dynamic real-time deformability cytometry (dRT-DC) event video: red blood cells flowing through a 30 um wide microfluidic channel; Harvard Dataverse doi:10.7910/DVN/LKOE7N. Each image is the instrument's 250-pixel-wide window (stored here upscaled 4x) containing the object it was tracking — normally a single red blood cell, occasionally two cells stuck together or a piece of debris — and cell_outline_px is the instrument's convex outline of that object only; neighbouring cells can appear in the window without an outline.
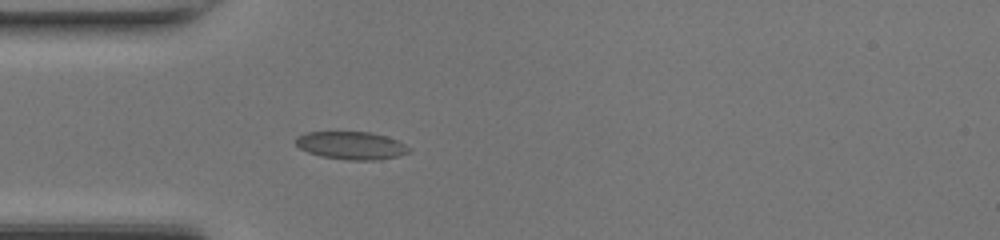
{"species": "common noctule bat (a hibernating species)", "species_latin": "Nyctalus noctula", "temperature_condition": "room temperature", "stored_images_in_passage": 47, "camera_frame_rate_fps": 3000, "um_per_image_px": 0.085, "animal": {"sex": "female", "body_mass_g": 17.0, "forearm_length_mm": 48.0}, "frame": {"image": 1, "passage_image": 13, "time_ms": 4.0, "image_size_px": [1000, 240], "cell_outline_px": [[412, 152], [380, 160], [348, 160], [320, 156], [308, 152], [300, 148], [296, 144], [296, 136], [304, 132], [372, 132], [388, 136], [412, 148]], "centroid_in_image_um": [29.88, 12.36], "position_along_channel_um": 55.1, "area_um2": 18.55}}
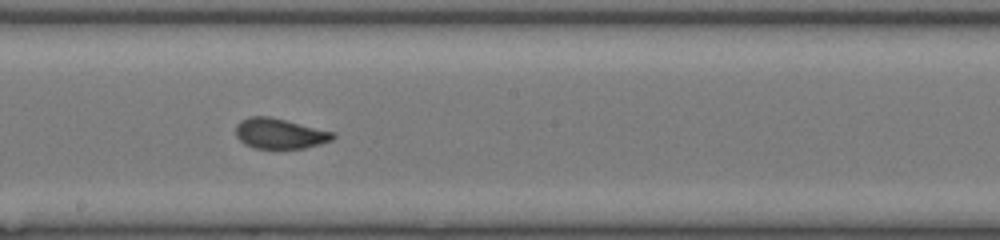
{"frame": {"image": 2, "passage_image": 25, "time_ms": 8.0, "image_size_px": [1000, 240], "cell_outline_px": [[336, 136], [332, 140], [320, 144], [304, 148], [252, 148], [244, 144], [236, 136], [236, 124], [252, 116], [268, 116], [336, 132]], "centroid_in_image_um": [23.8, 11.36], "position_along_channel_um": 224.4, "area_um2": 17.11}}
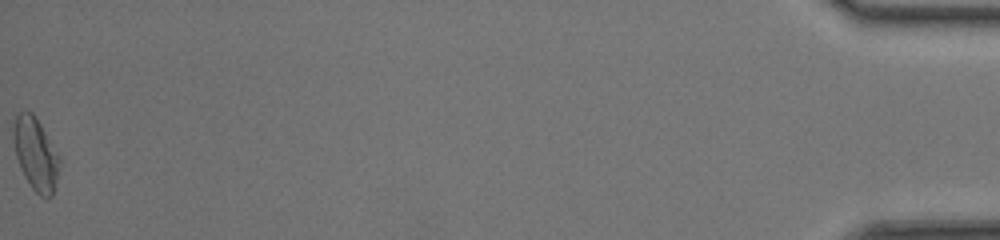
{"frame": {"image": 3, "passage_image": 47, "time_ms": 15.333, "image_size_px": [1000, 240], "cell_outline_px": [[60, 164], [52, 196], [40, 196], [32, 188], [24, 176], [20, 168], [16, 156], [12, 136], [16, 116], [20, 112], [32, 112], [40, 124], [60, 156]], "centroid_in_image_um": [3.03, 13.09], "position_along_channel_um": 432.2, "area_um2": 19.19}, "authors_computed_cell_mechanics": {"area_um2": 17.6868, "velocity_mm_per_s": 4.3374, "shape_relaxation_time_tau1_ms": 8.3434, "shape_relaxation_time_tau2_ms": null, "deformation_change_tau1": 0.1652, "deformation_change_tau2": null}}